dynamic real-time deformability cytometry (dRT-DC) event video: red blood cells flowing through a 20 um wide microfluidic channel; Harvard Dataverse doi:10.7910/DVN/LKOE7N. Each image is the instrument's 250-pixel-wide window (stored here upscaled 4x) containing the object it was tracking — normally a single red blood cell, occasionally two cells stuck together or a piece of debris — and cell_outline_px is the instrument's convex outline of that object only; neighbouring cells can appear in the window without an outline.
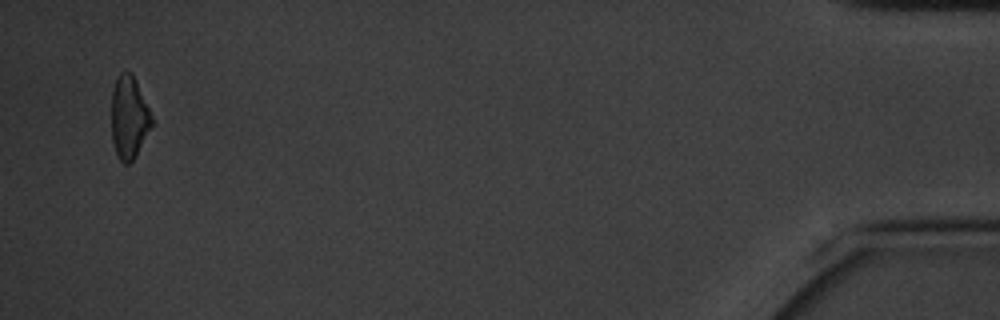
{"species": "common noctule bat (a hibernating species)", "species_latin": "Nyctalus noctula", "temperature_condition": "cold", "stored_images_in_passage": 18, "camera_frame_rate_fps": 3000, "um_per_image_px": 0.085, "animal": {"sex": "male", "body_mass_g": 20.1, "forearm_length_mm": 53.5}, "frame": {"image": 1, "passage_image": 18, "time_ms": 20.667, "image_size_px": [1000, 320], "cell_outline_px": [[152, 124], [136, 156], [128, 164], [124, 164], [120, 160], [116, 152], [112, 140], [112, 88], [120, 72], [132, 72], [152, 116]], "centroid_in_image_um": [10.96, 9.98], "position_along_channel_um": 424.2, "area_um2": 19.13}, "authors_computed_cell_mechanics": {"area_um2": 18.9584, "velocity_mm_per_s": 3.2237, "shape_relaxation_time_tau1_ms": 2.6649, "shape_relaxation_time_tau2_ms": null, "deformation_change_tau1": 0.1188, "deformation_change_tau2": null}}